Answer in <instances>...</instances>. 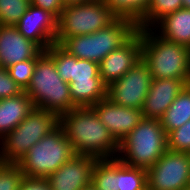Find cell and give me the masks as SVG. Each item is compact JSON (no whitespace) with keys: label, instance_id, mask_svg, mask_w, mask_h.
Returning a JSON list of instances; mask_svg holds the SVG:
<instances>
[{"label":"cell","instance_id":"obj_1","mask_svg":"<svg viewBox=\"0 0 190 190\" xmlns=\"http://www.w3.org/2000/svg\"><path fill=\"white\" fill-rule=\"evenodd\" d=\"M60 126L64 129L75 154L93 156L97 159L117 158L119 143L91 106L75 107L62 114Z\"/></svg>","mask_w":190,"mask_h":190},{"label":"cell","instance_id":"obj_2","mask_svg":"<svg viewBox=\"0 0 190 190\" xmlns=\"http://www.w3.org/2000/svg\"><path fill=\"white\" fill-rule=\"evenodd\" d=\"M46 52L54 59L59 76L69 83L72 102L77 107L92 106L107 97V86L99 75L98 63L78 59L57 43Z\"/></svg>","mask_w":190,"mask_h":190},{"label":"cell","instance_id":"obj_3","mask_svg":"<svg viewBox=\"0 0 190 190\" xmlns=\"http://www.w3.org/2000/svg\"><path fill=\"white\" fill-rule=\"evenodd\" d=\"M25 92L34 108L56 113L59 117L77 107L72 102L69 83L59 76L54 59L46 51L38 57Z\"/></svg>","mask_w":190,"mask_h":190},{"label":"cell","instance_id":"obj_4","mask_svg":"<svg viewBox=\"0 0 190 190\" xmlns=\"http://www.w3.org/2000/svg\"><path fill=\"white\" fill-rule=\"evenodd\" d=\"M142 60L152 78L190 80V48L141 29Z\"/></svg>","mask_w":190,"mask_h":190},{"label":"cell","instance_id":"obj_5","mask_svg":"<svg viewBox=\"0 0 190 190\" xmlns=\"http://www.w3.org/2000/svg\"><path fill=\"white\" fill-rule=\"evenodd\" d=\"M166 151L167 134L161 121L143 118L120 142L117 158L127 166L147 170Z\"/></svg>","mask_w":190,"mask_h":190},{"label":"cell","instance_id":"obj_6","mask_svg":"<svg viewBox=\"0 0 190 190\" xmlns=\"http://www.w3.org/2000/svg\"><path fill=\"white\" fill-rule=\"evenodd\" d=\"M136 31V25L131 20L116 18L101 30L92 34L64 38L59 45L78 59L90 60L99 64Z\"/></svg>","mask_w":190,"mask_h":190},{"label":"cell","instance_id":"obj_7","mask_svg":"<svg viewBox=\"0 0 190 190\" xmlns=\"http://www.w3.org/2000/svg\"><path fill=\"white\" fill-rule=\"evenodd\" d=\"M59 125L56 113L33 108L15 129L0 139V162L18 164L32 146Z\"/></svg>","mask_w":190,"mask_h":190},{"label":"cell","instance_id":"obj_8","mask_svg":"<svg viewBox=\"0 0 190 190\" xmlns=\"http://www.w3.org/2000/svg\"><path fill=\"white\" fill-rule=\"evenodd\" d=\"M74 155L71 143L59 125L32 146L18 165L25 177L47 179Z\"/></svg>","mask_w":190,"mask_h":190},{"label":"cell","instance_id":"obj_9","mask_svg":"<svg viewBox=\"0 0 190 190\" xmlns=\"http://www.w3.org/2000/svg\"><path fill=\"white\" fill-rule=\"evenodd\" d=\"M116 18L102 0L65 5L58 19L56 43L67 37L92 34L107 27Z\"/></svg>","mask_w":190,"mask_h":190},{"label":"cell","instance_id":"obj_10","mask_svg":"<svg viewBox=\"0 0 190 190\" xmlns=\"http://www.w3.org/2000/svg\"><path fill=\"white\" fill-rule=\"evenodd\" d=\"M147 171V190H184L190 183V154L167 150Z\"/></svg>","mask_w":190,"mask_h":190},{"label":"cell","instance_id":"obj_11","mask_svg":"<svg viewBox=\"0 0 190 190\" xmlns=\"http://www.w3.org/2000/svg\"><path fill=\"white\" fill-rule=\"evenodd\" d=\"M152 76L148 65L141 59L120 79L107 87V98L122 107L142 109L150 89Z\"/></svg>","mask_w":190,"mask_h":190},{"label":"cell","instance_id":"obj_12","mask_svg":"<svg viewBox=\"0 0 190 190\" xmlns=\"http://www.w3.org/2000/svg\"><path fill=\"white\" fill-rule=\"evenodd\" d=\"M142 59L141 29L99 63V75L108 87Z\"/></svg>","mask_w":190,"mask_h":190},{"label":"cell","instance_id":"obj_13","mask_svg":"<svg viewBox=\"0 0 190 190\" xmlns=\"http://www.w3.org/2000/svg\"><path fill=\"white\" fill-rule=\"evenodd\" d=\"M15 26L26 39L37 44L43 51L56 43L58 19L42 8L30 4Z\"/></svg>","mask_w":190,"mask_h":190},{"label":"cell","instance_id":"obj_14","mask_svg":"<svg viewBox=\"0 0 190 190\" xmlns=\"http://www.w3.org/2000/svg\"><path fill=\"white\" fill-rule=\"evenodd\" d=\"M91 107L119 144L144 118L140 109L122 107L107 97Z\"/></svg>","mask_w":190,"mask_h":190},{"label":"cell","instance_id":"obj_15","mask_svg":"<svg viewBox=\"0 0 190 190\" xmlns=\"http://www.w3.org/2000/svg\"><path fill=\"white\" fill-rule=\"evenodd\" d=\"M96 157L75 154L52 173L47 181L52 190H82L91 184Z\"/></svg>","mask_w":190,"mask_h":190},{"label":"cell","instance_id":"obj_16","mask_svg":"<svg viewBox=\"0 0 190 190\" xmlns=\"http://www.w3.org/2000/svg\"><path fill=\"white\" fill-rule=\"evenodd\" d=\"M188 84L190 80L152 78L141 109L144 118L160 120L174 99Z\"/></svg>","mask_w":190,"mask_h":190},{"label":"cell","instance_id":"obj_17","mask_svg":"<svg viewBox=\"0 0 190 190\" xmlns=\"http://www.w3.org/2000/svg\"><path fill=\"white\" fill-rule=\"evenodd\" d=\"M42 49L26 39L16 26H0V67L35 58Z\"/></svg>","mask_w":190,"mask_h":190},{"label":"cell","instance_id":"obj_18","mask_svg":"<svg viewBox=\"0 0 190 190\" xmlns=\"http://www.w3.org/2000/svg\"><path fill=\"white\" fill-rule=\"evenodd\" d=\"M33 108L32 100L25 91L18 96L0 99V139L15 129Z\"/></svg>","mask_w":190,"mask_h":190},{"label":"cell","instance_id":"obj_19","mask_svg":"<svg viewBox=\"0 0 190 190\" xmlns=\"http://www.w3.org/2000/svg\"><path fill=\"white\" fill-rule=\"evenodd\" d=\"M154 27L155 32L160 27L158 32L161 33L158 35L162 38L190 48V9L180 8L165 16Z\"/></svg>","mask_w":190,"mask_h":190},{"label":"cell","instance_id":"obj_20","mask_svg":"<svg viewBox=\"0 0 190 190\" xmlns=\"http://www.w3.org/2000/svg\"><path fill=\"white\" fill-rule=\"evenodd\" d=\"M190 120V84L178 94L160 119L161 125L168 135Z\"/></svg>","mask_w":190,"mask_h":190},{"label":"cell","instance_id":"obj_21","mask_svg":"<svg viewBox=\"0 0 190 190\" xmlns=\"http://www.w3.org/2000/svg\"><path fill=\"white\" fill-rule=\"evenodd\" d=\"M97 190H119V159H97L91 174Z\"/></svg>","mask_w":190,"mask_h":190},{"label":"cell","instance_id":"obj_22","mask_svg":"<svg viewBox=\"0 0 190 190\" xmlns=\"http://www.w3.org/2000/svg\"><path fill=\"white\" fill-rule=\"evenodd\" d=\"M183 8V0H150L142 20L136 25L137 29H153L165 16Z\"/></svg>","mask_w":190,"mask_h":190},{"label":"cell","instance_id":"obj_23","mask_svg":"<svg viewBox=\"0 0 190 190\" xmlns=\"http://www.w3.org/2000/svg\"><path fill=\"white\" fill-rule=\"evenodd\" d=\"M117 18L129 19L135 25L145 14L150 0H102Z\"/></svg>","mask_w":190,"mask_h":190},{"label":"cell","instance_id":"obj_24","mask_svg":"<svg viewBox=\"0 0 190 190\" xmlns=\"http://www.w3.org/2000/svg\"><path fill=\"white\" fill-rule=\"evenodd\" d=\"M119 190H147V171L119 160Z\"/></svg>","mask_w":190,"mask_h":190},{"label":"cell","instance_id":"obj_25","mask_svg":"<svg viewBox=\"0 0 190 190\" xmlns=\"http://www.w3.org/2000/svg\"><path fill=\"white\" fill-rule=\"evenodd\" d=\"M30 4V0H0V26H15Z\"/></svg>","mask_w":190,"mask_h":190},{"label":"cell","instance_id":"obj_26","mask_svg":"<svg viewBox=\"0 0 190 190\" xmlns=\"http://www.w3.org/2000/svg\"><path fill=\"white\" fill-rule=\"evenodd\" d=\"M43 52L42 50L35 58L18 62L7 67L10 77L23 91H25L30 84L36 61Z\"/></svg>","mask_w":190,"mask_h":190},{"label":"cell","instance_id":"obj_27","mask_svg":"<svg viewBox=\"0 0 190 190\" xmlns=\"http://www.w3.org/2000/svg\"><path fill=\"white\" fill-rule=\"evenodd\" d=\"M24 177L18 164L0 162V190H19Z\"/></svg>","mask_w":190,"mask_h":190},{"label":"cell","instance_id":"obj_28","mask_svg":"<svg viewBox=\"0 0 190 190\" xmlns=\"http://www.w3.org/2000/svg\"><path fill=\"white\" fill-rule=\"evenodd\" d=\"M167 150L190 152V120L167 135Z\"/></svg>","mask_w":190,"mask_h":190},{"label":"cell","instance_id":"obj_29","mask_svg":"<svg viewBox=\"0 0 190 190\" xmlns=\"http://www.w3.org/2000/svg\"><path fill=\"white\" fill-rule=\"evenodd\" d=\"M23 90L10 77L7 68L0 67V99L18 96Z\"/></svg>","mask_w":190,"mask_h":190},{"label":"cell","instance_id":"obj_30","mask_svg":"<svg viewBox=\"0 0 190 190\" xmlns=\"http://www.w3.org/2000/svg\"><path fill=\"white\" fill-rule=\"evenodd\" d=\"M31 4L42 8L51 14H53L57 19L60 18L62 10L65 7L63 0H30Z\"/></svg>","mask_w":190,"mask_h":190},{"label":"cell","instance_id":"obj_31","mask_svg":"<svg viewBox=\"0 0 190 190\" xmlns=\"http://www.w3.org/2000/svg\"><path fill=\"white\" fill-rule=\"evenodd\" d=\"M19 190H52L47 179L24 177Z\"/></svg>","mask_w":190,"mask_h":190},{"label":"cell","instance_id":"obj_32","mask_svg":"<svg viewBox=\"0 0 190 190\" xmlns=\"http://www.w3.org/2000/svg\"><path fill=\"white\" fill-rule=\"evenodd\" d=\"M89 1L91 0H63L65 5L77 4V3L89 2Z\"/></svg>","mask_w":190,"mask_h":190},{"label":"cell","instance_id":"obj_33","mask_svg":"<svg viewBox=\"0 0 190 190\" xmlns=\"http://www.w3.org/2000/svg\"><path fill=\"white\" fill-rule=\"evenodd\" d=\"M183 8L190 9V0H183Z\"/></svg>","mask_w":190,"mask_h":190},{"label":"cell","instance_id":"obj_34","mask_svg":"<svg viewBox=\"0 0 190 190\" xmlns=\"http://www.w3.org/2000/svg\"><path fill=\"white\" fill-rule=\"evenodd\" d=\"M82 190H97V189L92 184H90L87 187H84Z\"/></svg>","mask_w":190,"mask_h":190}]
</instances>
